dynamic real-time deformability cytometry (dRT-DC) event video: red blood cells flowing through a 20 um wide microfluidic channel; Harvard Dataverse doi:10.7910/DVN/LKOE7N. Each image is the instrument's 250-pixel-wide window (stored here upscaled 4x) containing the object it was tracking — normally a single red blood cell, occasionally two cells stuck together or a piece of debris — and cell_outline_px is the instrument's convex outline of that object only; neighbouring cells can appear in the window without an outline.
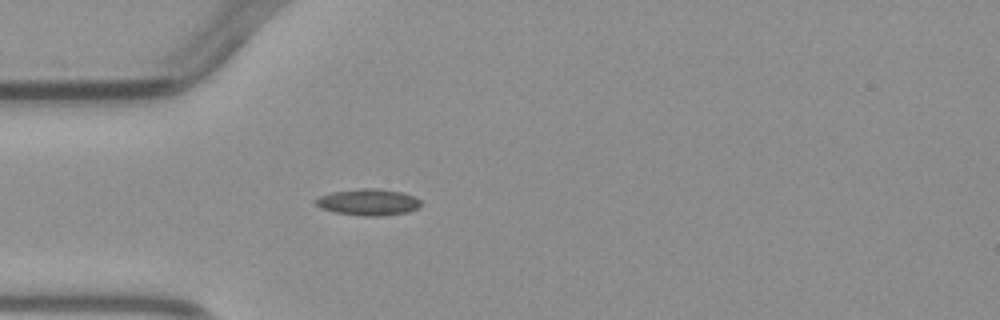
{"species": "common noctule bat (a hibernating species)", "species_latin": "Nyctalus noctula", "temperature_condition": "warm", "stored_images_in_passage": 3, "camera_frame_rate_fps": 3000, "um_per_image_px": 0.085, "animal": {"sex": "male", "body_mass_g": 23.1, "forearm_length_mm": 52.7}, "frame": {"image": 1, "passage_image": 3, "time_ms": 2.333, "image_size_px": [1000, 320], "cell_outline_px": [[420, 204], [416, 208], [408, 212], [380, 216], [364, 216], [336, 212], [320, 208], [316, 204], [316, 200], [320, 196], [332, 192], [360, 188], [376, 188], [400, 192], [412, 196], [420, 200]], "centroid_in_image_um": [31.28, 17.18], "position_along_channel_um": 53.7, "area_um2": 15.95}}